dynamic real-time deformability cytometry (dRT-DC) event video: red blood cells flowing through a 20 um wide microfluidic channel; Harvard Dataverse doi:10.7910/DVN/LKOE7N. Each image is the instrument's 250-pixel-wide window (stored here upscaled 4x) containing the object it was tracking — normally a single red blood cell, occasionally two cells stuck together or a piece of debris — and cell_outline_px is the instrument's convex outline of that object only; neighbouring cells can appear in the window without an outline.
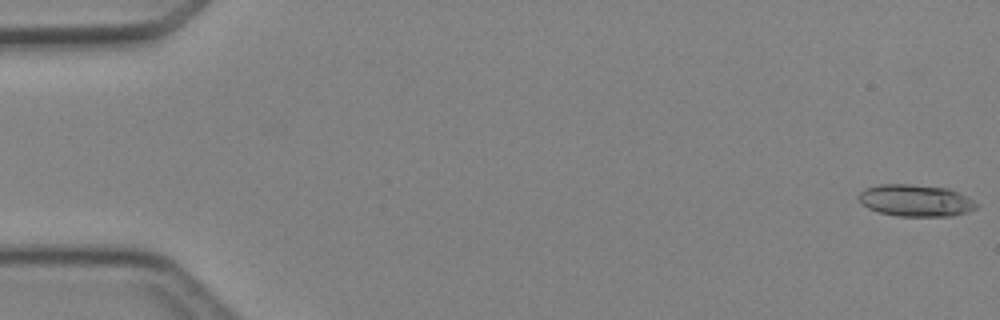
{"species": "Egyptian fruit bat (a non-hibernating species)", "species_latin": "Rousettus aegyptiacus", "temperature_condition": "cold", "stored_images_in_passage": 5, "camera_frame_rate_fps": 3000, "um_per_image_px": 0.085, "animal": {"sex": "female"}, "frame": {"image": 1, "passage_image": 1, "time_ms": 0.0, "image_size_px": [1000, 320], "cell_outline_px": [[976, 208], [968, 212], [952, 216], [896, 216], [880, 212], [868, 208], [860, 200], [860, 192], [864, 188], [880, 184], [912, 184], [948, 188], [968, 196], [976, 204]], "centroid_in_image_um": [77.84, 17.04], "position_along_channel_um": 7.2, "area_um2": 21.79}}
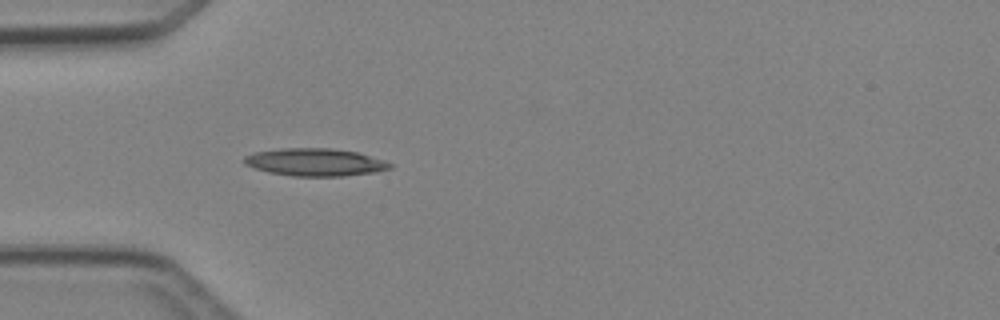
{"frame": {"image": 2, "passage_image": 5, "time_ms": 4.667, "image_size_px": [1000, 320], "cell_outline_px": [[392, 168], [376, 172], [344, 176], [292, 176], [268, 172], [244, 164], [244, 156], [252, 152], [280, 148], [332, 148], [356, 152], [384, 160], [392, 164]], "centroid_in_image_um": [26.77, 13.78], "position_along_channel_um": 58.2, "area_um2": 23.52}}